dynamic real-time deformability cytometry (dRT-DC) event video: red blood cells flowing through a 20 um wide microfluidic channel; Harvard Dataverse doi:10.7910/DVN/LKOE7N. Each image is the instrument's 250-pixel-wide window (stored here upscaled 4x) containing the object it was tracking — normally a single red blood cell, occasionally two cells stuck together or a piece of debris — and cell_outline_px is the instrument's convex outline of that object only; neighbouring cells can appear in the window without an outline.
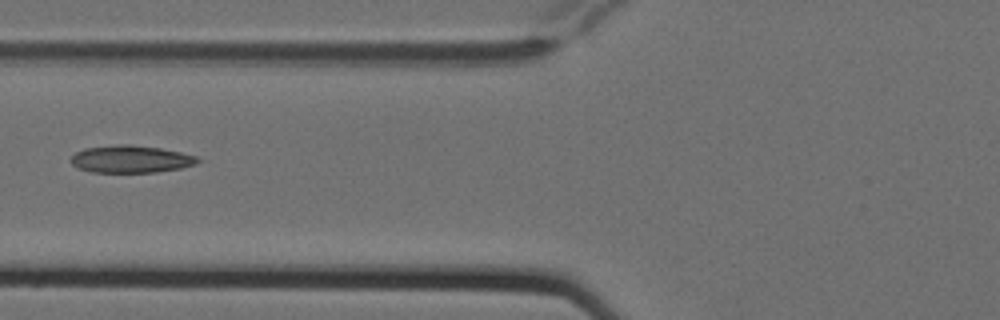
{"species": "Egyptian fruit bat (a non-hibernating species)", "species_latin": "Rousettus aegyptiacus", "temperature_condition": "cold", "stored_images_in_passage": 11, "camera_frame_rate_fps": 3000, "um_per_image_px": 0.085, "animal": {"sex": "female"}, "frame": {"image": 1, "passage_image": 7, "time_ms": 2.0, "image_size_px": [1000, 320], "cell_outline_px": [[200, 160], [196, 164], [180, 168], [156, 172], [92, 172], [76, 168], [72, 164], [72, 156], [76, 152], [84, 148], [116, 144], [132, 144], [160, 148], [180, 152], [196, 156]], "centroid_in_image_um": [11.1, 13.52], "position_along_channel_um": 114.7, "area_um2": 20.23}}
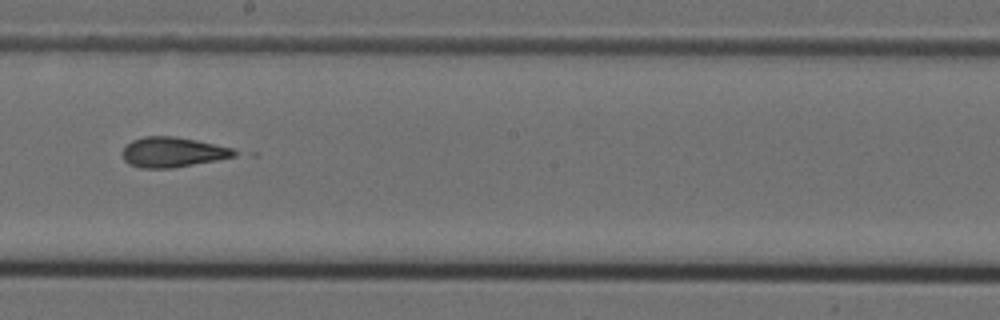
{"frame": {"image": 2, "passage_image": 10, "time_ms": 3.0, "image_size_px": [1000, 320], "cell_outline_px": [[240, 152], [236, 156], [216, 160], [172, 168], [140, 168], [128, 164], [124, 160], [124, 148], [132, 140], [144, 136], [172, 136], [196, 140], [232, 148]], "centroid_in_image_um": [14.69, 12.93], "position_along_channel_um": 233.5, "area_um2": 19.48}}
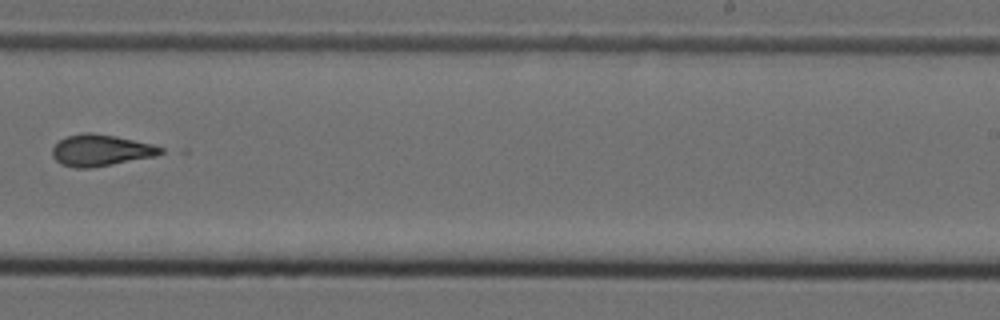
{"frame": {"image": 3, "passage_image": 11, "time_ms": 3.333, "image_size_px": [1000, 320], "cell_outline_px": [[164, 152], [156, 156], [112, 164], [88, 168], [76, 168], [60, 164], [52, 156], [52, 148], [60, 140], [68, 136], [80, 132], [92, 132], [116, 136], [152, 144], [164, 148]], "centroid_in_image_um": [8.56, 12.77], "position_along_channel_um": 280.4, "area_um2": 19.88}}